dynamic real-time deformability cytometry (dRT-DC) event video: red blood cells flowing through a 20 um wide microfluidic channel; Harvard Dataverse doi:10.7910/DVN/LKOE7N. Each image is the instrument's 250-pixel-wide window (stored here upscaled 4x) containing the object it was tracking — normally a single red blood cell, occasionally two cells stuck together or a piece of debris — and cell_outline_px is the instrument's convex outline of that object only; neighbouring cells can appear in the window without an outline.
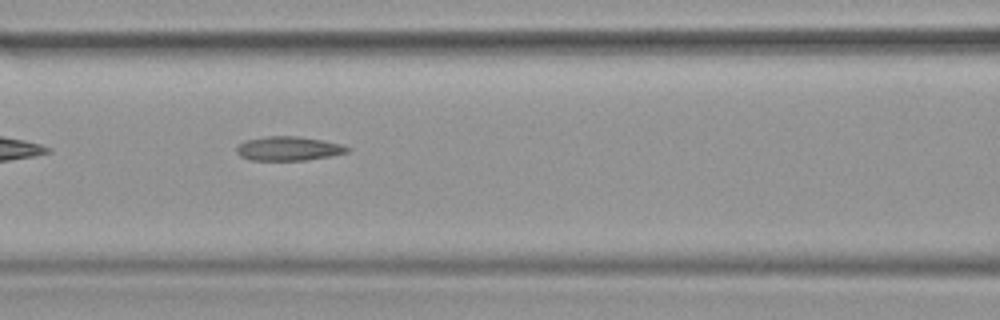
{"species": "common noctule bat (a hibernating species)", "species_latin": "Nyctalus noctula", "temperature_condition": "warm", "stored_images_in_passage": 33, "camera_frame_rate_fps": 3000, "um_per_image_px": 0.085, "animal": {"sex": "female", "body_mass_g": 19.9}, "frame": {"image": 1, "passage_image": 15, "time_ms": 4.667, "image_size_px": [1000, 320], "cell_outline_px": [[352, 148], [348, 152], [332, 156], [308, 160], [252, 160], [240, 156], [236, 152], [236, 148], [244, 140], [268, 136], [296, 136], [320, 140], [340, 144]], "centroid_in_image_um": [24.53, 12.63], "position_along_channel_um": 142.1, "area_um2": 15.55}}